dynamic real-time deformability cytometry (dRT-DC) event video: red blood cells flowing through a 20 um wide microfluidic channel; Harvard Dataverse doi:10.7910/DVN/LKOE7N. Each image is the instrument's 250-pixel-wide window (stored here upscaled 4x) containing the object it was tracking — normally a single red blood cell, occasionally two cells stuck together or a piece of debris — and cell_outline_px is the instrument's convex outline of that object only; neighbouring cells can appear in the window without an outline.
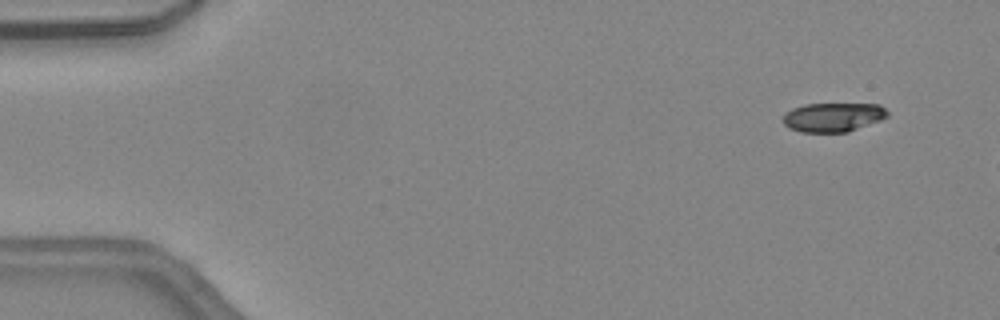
{"species": "common noctule bat (a hibernating species)", "species_latin": "Nyctalus noctula", "temperature_condition": "warm", "stored_images_in_passage": 5, "camera_frame_rate_fps": 3000, "um_per_image_px": 0.085, "animal": {"sex": "female", "body_mass_g": 24.6, "forearm_length_mm": 56.2}, "frame": {"image": 1, "passage_image": 1, "time_ms": 0.0, "image_size_px": [1000, 320], "cell_outline_px": [[888, 116], [880, 120], [848, 132], [800, 132], [788, 128], [780, 120], [784, 112], [792, 108], [804, 104], [880, 104], [888, 112]], "centroid_in_image_um": [70.75, 9.96], "position_along_channel_um": 14.3, "area_um2": 17.92}}